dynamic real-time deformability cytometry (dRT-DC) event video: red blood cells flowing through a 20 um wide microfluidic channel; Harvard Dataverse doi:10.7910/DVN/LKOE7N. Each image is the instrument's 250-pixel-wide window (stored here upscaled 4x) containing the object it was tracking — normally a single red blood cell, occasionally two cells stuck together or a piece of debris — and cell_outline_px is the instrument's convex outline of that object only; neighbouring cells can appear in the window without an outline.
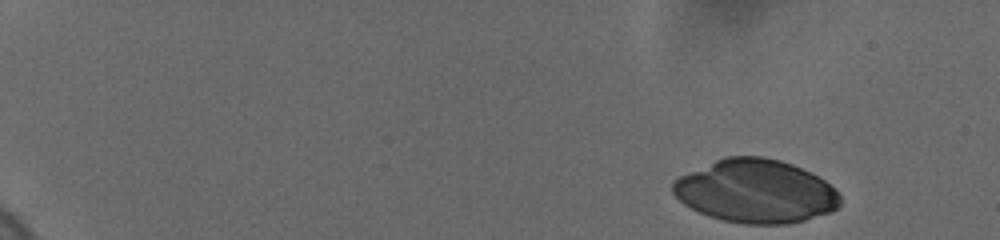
{"species": "human", "species_latin": "Homo sapiens", "temperature_condition": "cold", "stored_images_in_passage": 53, "camera_frame_rate_fps": 3000, "um_per_image_px": 0.085, "donor": {"sex": "female"}, "frame": {"image": 1, "passage_image": 1, "time_ms": 0.0, "image_size_px": [1000, 240], "cell_outline_px": [[840, 204], [836, 208], [828, 212], [804, 220], [788, 224], [744, 224], [724, 220], [708, 216], [684, 204], [672, 192], [672, 180], [688, 172], [724, 156], [764, 156], [780, 160], [792, 164], [824, 180], [836, 188], [840, 196]], "centroid_in_image_um": [64.22, 16.25], "position_along_channel_um": 20.8, "area_um2": 61.61}}